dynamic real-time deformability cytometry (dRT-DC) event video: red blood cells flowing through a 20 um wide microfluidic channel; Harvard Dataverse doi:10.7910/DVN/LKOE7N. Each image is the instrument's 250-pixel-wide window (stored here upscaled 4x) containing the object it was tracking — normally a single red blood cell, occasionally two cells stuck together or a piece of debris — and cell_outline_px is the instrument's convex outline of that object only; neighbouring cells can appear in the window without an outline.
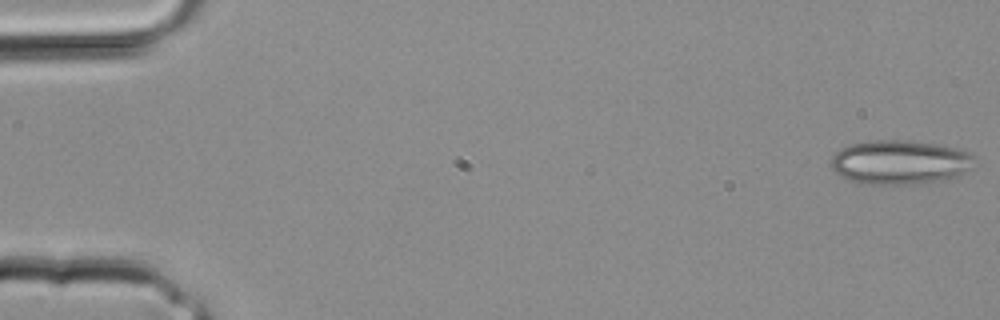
{"species": "common noctule bat (a hibernating species)", "species_latin": "Nyctalus noctula", "temperature_condition": "room temperature", "stored_images_in_passage": 33, "camera_frame_rate_fps": 3000, "um_per_image_px": 0.085, "animal": {"sex": "male", "body_mass_g": 20.4}, "frame": {"image": 1, "passage_image": 1, "time_ms": 0.0, "image_size_px": [1000, 320], "cell_outline_px": [[972, 156], [964, 168], [956, 176], [928, 184], [872, 184], [848, 180], [840, 176], [832, 168], [832, 156], [840, 148], [852, 144], [872, 140], [904, 140], [932, 144], [956, 148]], "centroid_in_image_um": [76.36, 13.8], "position_along_channel_um": 8.6, "area_um2": 36.01}}
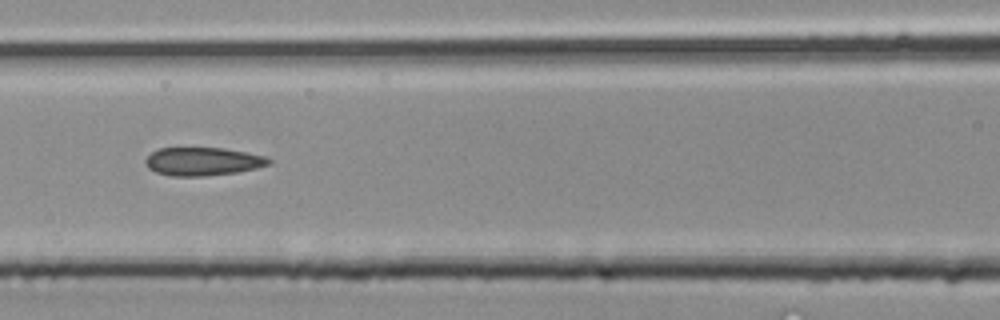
{"frame": {"image": 2, "passage_image": 15, "time_ms": 4.667, "image_size_px": [1000, 320], "cell_outline_px": [[272, 164], [256, 168], [236, 172], [204, 176], [172, 176], [156, 172], [148, 168], [144, 164], [144, 160], [152, 152], [160, 148], [224, 148], [268, 156], [272, 160]], "centroid_in_image_um": [17.26, 13.72], "position_along_channel_um": 149.3, "area_um2": 20.4}}
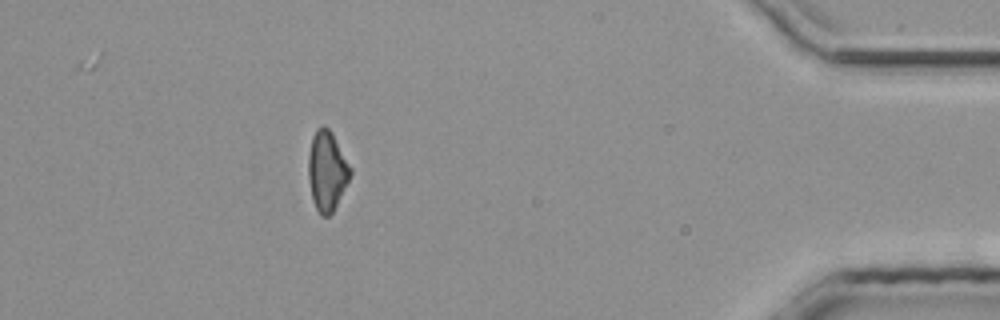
{"frame": {"image": 3, "passage_image": 30, "time_ms": 9.667, "image_size_px": [1000, 320], "cell_outline_px": [[352, 172], [332, 212], [328, 216], [324, 216], [316, 208], [312, 200], [308, 180], [308, 156], [312, 136], [316, 128], [320, 124], [324, 124], [332, 132], [352, 168]], "centroid_in_image_um": [27.77, 14.46], "position_along_channel_um": 407.4, "area_um2": 19.48}}